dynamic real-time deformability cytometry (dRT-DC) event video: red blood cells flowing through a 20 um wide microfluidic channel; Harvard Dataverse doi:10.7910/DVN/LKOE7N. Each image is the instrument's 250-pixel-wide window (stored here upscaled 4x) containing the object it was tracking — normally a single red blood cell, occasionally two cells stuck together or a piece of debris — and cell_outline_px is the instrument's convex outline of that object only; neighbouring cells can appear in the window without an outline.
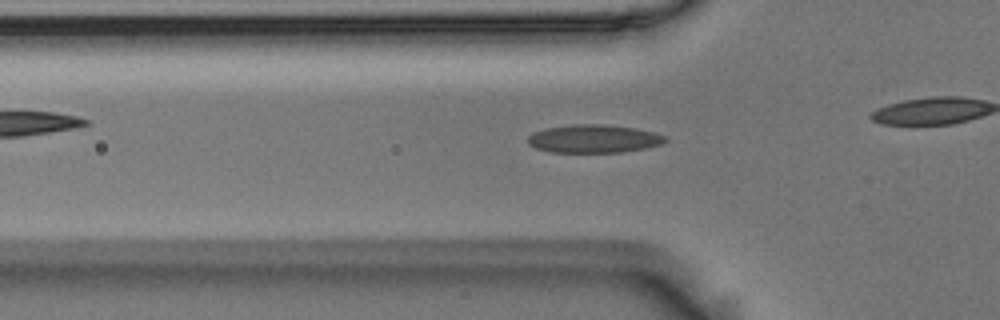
{"species": "Egyptian fruit bat (a non-hibernating species)", "species_latin": "Rousettus aegyptiacus", "temperature_condition": "room temperature", "stored_images_in_passage": 43, "camera_frame_rate_fps": 3000, "um_per_image_px": 0.085, "animal": {"sex": "male"}, "frame": {"image": 1, "passage_image": 18, "time_ms": 5.667, "image_size_px": [1000, 320], "cell_outline_px": [[668, 140], [660, 144], [644, 148], [620, 152], [552, 152], [536, 148], [528, 144], [528, 136], [532, 132], [544, 128], [572, 124], [604, 124], [636, 128], [652, 132], [664, 136]], "centroid_in_image_um": [50.42, 11.78], "position_along_channel_um": 75.4, "area_um2": 22.48}}
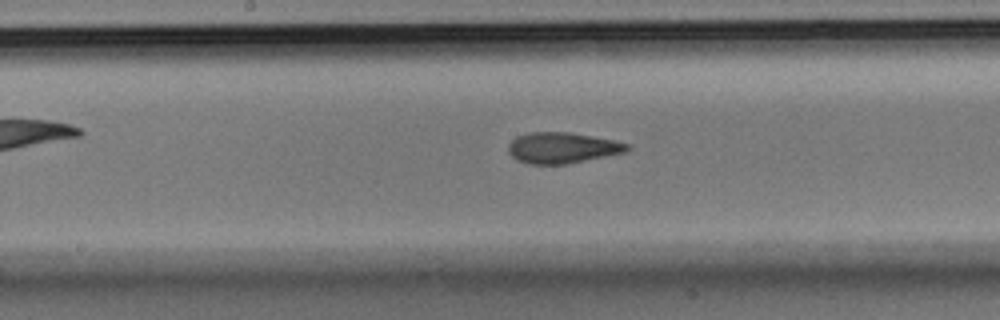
{"frame": {"image": 2, "passage_image": 28, "time_ms": 9.0, "image_size_px": [1000, 320], "cell_outline_px": [[632, 148], [624, 152], [568, 164], [528, 164], [516, 160], [508, 152], [508, 144], [516, 136], [532, 132], [568, 132], [612, 140], [632, 144]], "centroid_in_image_um": [47.78, 12.57], "position_along_channel_um": 200.4, "area_um2": 21.39}}
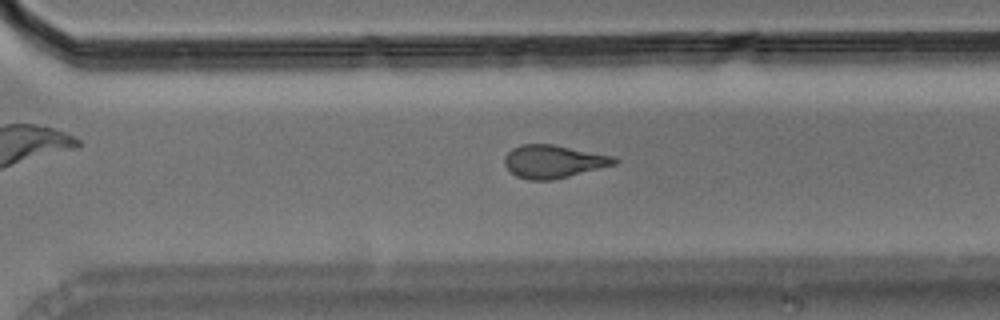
{"frame": {"image": 3, "passage_image": 38, "time_ms": 12.333, "image_size_px": [1000, 320], "cell_outline_px": [[620, 160], [616, 164], [552, 180], [528, 180], [516, 176], [504, 164], [504, 156], [512, 148], [520, 144], [552, 144], [612, 156]], "centroid_in_image_um": [47.01, 13.72], "position_along_channel_um": 323.6, "area_um2": 20.92}}